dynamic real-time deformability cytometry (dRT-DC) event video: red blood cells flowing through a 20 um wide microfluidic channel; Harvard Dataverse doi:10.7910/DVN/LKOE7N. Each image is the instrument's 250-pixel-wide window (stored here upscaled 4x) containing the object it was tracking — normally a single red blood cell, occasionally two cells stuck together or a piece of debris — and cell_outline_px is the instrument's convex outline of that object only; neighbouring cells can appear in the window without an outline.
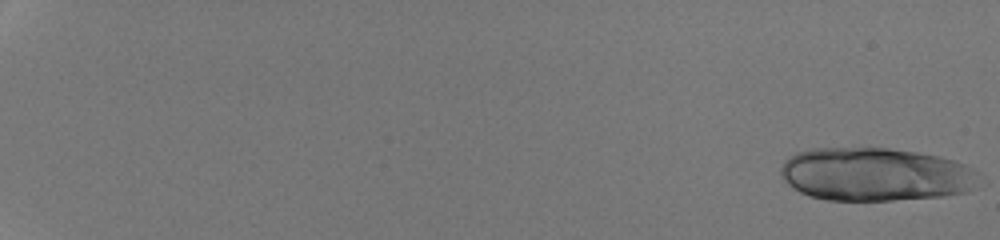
{"species": "human", "species_latin": "Homo sapiens", "temperature_condition": "room temperature", "stored_images_in_passage": 23, "camera_frame_rate_fps": 3000, "um_per_image_px": 0.085, "donor": {"sex": "male"}, "frame": {"image": 1, "passage_image": 1, "time_ms": 0.0, "image_size_px": [1000, 240], "cell_outline_px": [[980, 172], [968, 192], [944, 196], [892, 200], [828, 200], [808, 196], [800, 192], [788, 184], [784, 180], [780, 172], [780, 168], [784, 160], [788, 156], [796, 152], [812, 148], [888, 148], [916, 152], [940, 156], [964, 164]], "centroid_in_image_um": [74.36, 14.81], "position_along_channel_um": 10.6, "area_um2": 61.73}}
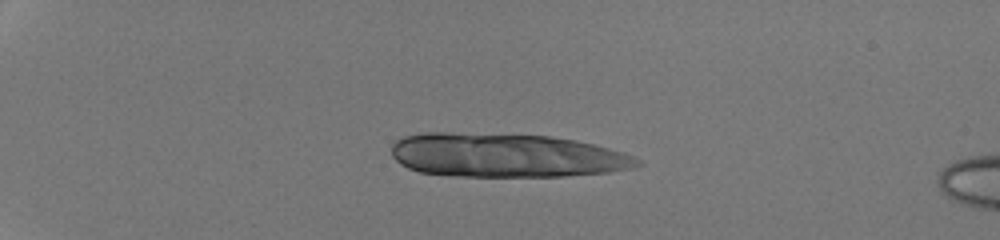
{"frame": {"image": 2, "passage_image": 15, "time_ms": 4.667, "image_size_px": [1000, 240], "cell_outline_px": [[644, 164], [636, 168], [608, 172], [564, 176], [452, 176], [420, 172], [408, 168], [400, 164], [392, 156], [392, 144], [396, 140], [404, 136], [424, 132], [448, 132], [552, 136], [576, 140], [624, 152], [640, 160]], "centroid_in_image_um": [43.02, 13.2], "position_along_channel_um": 42.0, "area_um2": 63.23}}